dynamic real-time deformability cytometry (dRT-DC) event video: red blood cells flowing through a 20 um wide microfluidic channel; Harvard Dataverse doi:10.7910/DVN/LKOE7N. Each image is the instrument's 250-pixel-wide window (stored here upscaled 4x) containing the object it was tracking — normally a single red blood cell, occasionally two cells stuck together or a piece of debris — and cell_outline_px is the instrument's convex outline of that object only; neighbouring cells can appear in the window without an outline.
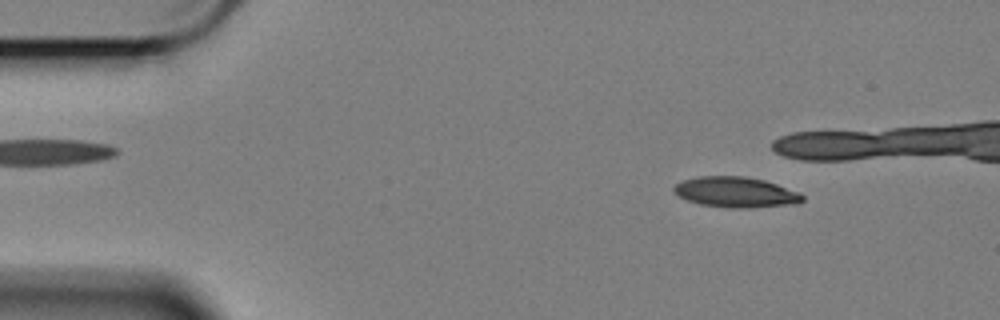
{"species": "Egyptian fruit bat (a non-hibernating species)", "species_latin": "Rousettus aegyptiacus", "temperature_condition": "cold", "stored_images_in_passage": 40, "camera_frame_rate_fps": 3000, "um_per_image_px": 0.085, "animal": {"sex": "female"}, "frame": {"image": 1, "passage_image": 2, "time_ms": 0.333, "image_size_px": [1000, 320], "cell_outline_px": [[804, 200], [800, 204], [752, 208], [728, 208], [700, 204], [688, 200], [680, 196], [672, 188], [676, 184], [684, 180], [700, 176], [744, 176], [764, 180], [800, 192], [804, 196]], "centroid_in_image_um": [62.61, 16.35], "position_along_channel_um": 22.4, "area_um2": 22.95}}
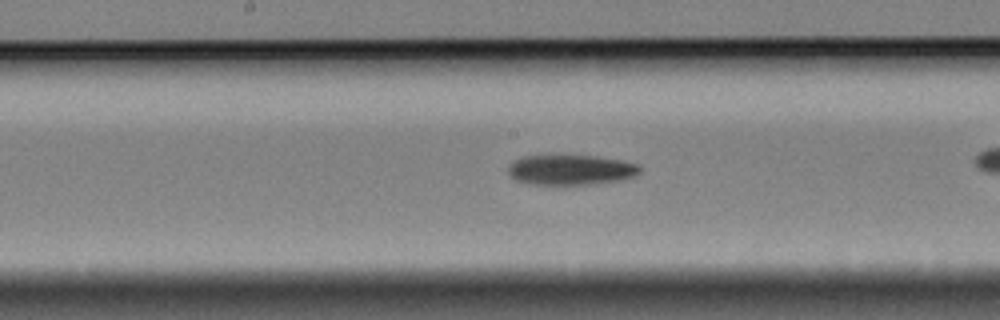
{"frame": {"image": 2, "passage_image": 24, "time_ms": 7.667, "image_size_px": [1000, 320], "cell_outline_px": [[640, 172], [624, 180], [588, 184], [528, 184], [516, 180], [508, 172], [508, 168], [516, 160], [524, 156], [596, 156], [620, 160], [636, 164], [640, 168]], "centroid_in_image_um": [48.53, 14.44], "position_along_channel_um": 199.7, "area_um2": 22.72}}
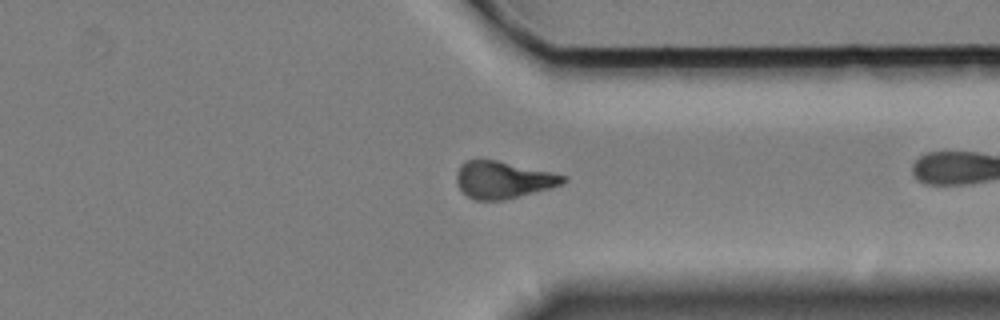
{"frame": {"image": 3, "passage_image": 39, "time_ms": 12.667, "image_size_px": [1000, 320], "cell_outline_px": [[568, 180], [564, 184], [552, 188], [504, 200], [472, 200], [456, 184], [456, 172], [460, 164], [468, 160], [496, 160], [548, 172], [564, 176]], "centroid_in_image_um": [42.74, 15.3], "position_along_channel_um": 368.7, "area_um2": 22.89}}